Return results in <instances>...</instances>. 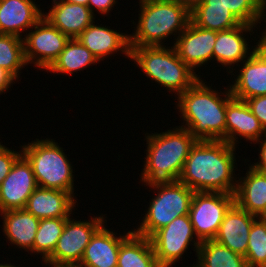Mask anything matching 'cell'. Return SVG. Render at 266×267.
I'll use <instances>...</instances> for the list:
<instances>
[{"label":"cell","mask_w":266,"mask_h":267,"mask_svg":"<svg viewBox=\"0 0 266 267\" xmlns=\"http://www.w3.org/2000/svg\"><path fill=\"white\" fill-rule=\"evenodd\" d=\"M245 175L237 180L235 203L251 215L266 217V173L249 166Z\"/></svg>","instance_id":"23"},{"label":"cell","mask_w":266,"mask_h":267,"mask_svg":"<svg viewBox=\"0 0 266 267\" xmlns=\"http://www.w3.org/2000/svg\"><path fill=\"white\" fill-rule=\"evenodd\" d=\"M132 232L117 236L105 227V223L94 233L78 264L80 267H117L121 242Z\"/></svg>","instance_id":"21"},{"label":"cell","mask_w":266,"mask_h":267,"mask_svg":"<svg viewBox=\"0 0 266 267\" xmlns=\"http://www.w3.org/2000/svg\"><path fill=\"white\" fill-rule=\"evenodd\" d=\"M264 139V140H263ZM260 140H263V141H260V152H259V159L258 161L259 162H256L254 164H250V166L259 171V172H262V173H266V135L264 136V138H261Z\"/></svg>","instance_id":"36"},{"label":"cell","mask_w":266,"mask_h":267,"mask_svg":"<svg viewBox=\"0 0 266 267\" xmlns=\"http://www.w3.org/2000/svg\"><path fill=\"white\" fill-rule=\"evenodd\" d=\"M116 0H89L88 7L94 14V9L96 8L101 14H109L112 7L116 4ZM94 8V9H93Z\"/></svg>","instance_id":"35"},{"label":"cell","mask_w":266,"mask_h":267,"mask_svg":"<svg viewBox=\"0 0 266 267\" xmlns=\"http://www.w3.org/2000/svg\"><path fill=\"white\" fill-rule=\"evenodd\" d=\"M265 135L266 131L246 101L232 96L226 106L225 141L236 147L239 136L257 144Z\"/></svg>","instance_id":"15"},{"label":"cell","mask_w":266,"mask_h":267,"mask_svg":"<svg viewBox=\"0 0 266 267\" xmlns=\"http://www.w3.org/2000/svg\"><path fill=\"white\" fill-rule=\"evenodd\" d=\"M37 187L33 169L21 155L0 185V212L24 209Z\"/></svg>","instance_id":"12"},{"label":"cell","mask_w":266,"mask_h":267,"mask_svg":"<svg viewBox=\"0 0 266 267\" xmlns=\"http://www.w3.org/2000/svg\"><path fill=\"white\" fill-rule=\"evenodd\" d=\"M248 267H266V218L257 217L249 232L247 253Z\"/></svg>","instance_id":"31"},{"label":"cell","mask_w":266,"mask_h":267,"mask_svg":"<svg viewBox=\"0 0 266 267\" xmlns=\"http://www.w3.org/2000/svg\"><path fill=\"white\" fill-rule=\"evenodd\" d=\"M117 267H161L149 238L132 231L120 244Z\"/></svg>","instance_id":"26"},{"label":"cell","mask_w":266,"mask_h":267,"mask_svg":"<svg viewBox=\"0 0 266 267\" xmlns=\"http://www.w3.org/2000/svg\"><path fill=\"white\" fill-rule=\"evenodd\" d=\"M265 10H266V2L263 3V14H262L263 19L266 17V14H264L266 12ZM264 21L266 22V18L264 19ZM263 30H265V32L262 33V37L260 36V40H258V42L260 46L266 49V27Z\"/></svg>","instance_id":"39"},{"label":"cell","mask_w":266,"mask_h":267,"mask_svg":"<svg viewBox=\"0 0 266 267\" xmlns=\"http://www.w3.org/2000/svg\"><path fill=\"white\" fill-rule=\"evenodd\" d=\"M224 2L241 23L258 25L263 21L264 2L262 0H224Z\"/></svg>","instance_id":"32"},{"label":"cell","mask_w":266,"mask_h":267,"mask_svg":"<svg viewBox=\"0 0 266 267\" xmlns=\"http://www.w3.org/2000/svg\"><path fill=\"white\" fill-rule=\"evenodd\" d=\"M242 63L233 85H229L232 96L246 100L266 95V49L258 45Z\"/></svg>","instance_id":"14"},{"label":"cell","mask_w":266,"mask_h":267,"mask_svg":"<svg viewBox=\"0 0 266 267\" xmlns=\"http://www.w3.org/2000/svg\"><path fill=\"white\" fill-rule=\"evenodd\" d=\"M91 23L77 38L98 61L104 60L113 52H122L130 58L129 35Z\"/></svg>","instance_id":"19"},{"label":"cell","mask_w":266,"mask_h":267,"mask_svg":"<svg viewBox=\"0 0 266 267\" xmlns=\"http://www.w3.org/2000/svg\"><path fill=\"white\" fill-rule=\"evenodd\" d=\"M236 148L226 141L198 140L190 150L179 181L194 192L234 194Z\"/></svg>","instance_id":"1"},{"label":"cell","mask_w":266,"mask_h":267,"mask_svg":"<svg viewBox=\"0 0 266 267\" xmlns=\"http://www.w3.org/2000/svg\"><path fill=\"white\" fill-rule=\"evenodd\" d=\"M196 255L198 260L190 267H248L243 255L214 239L202 241Z\"/></svg>","instance_id":"27"},{"label":"cell","mask_w":266,"mask_h":267,"mask_svg":"<svg viewBox=\"0 0 266 267\" xmlns=\"http://www.w3.org/2000/svg\"><path fill=\"white\" fill-rule=\"evenodd\" d=\"M17 79L4 68L0 67V94L4 93L8 88L11 87V84Z\"/></svg>","instance_id":"37"},{"label":"cell","mask_w":266,"mask_h":267,"mask_svg":"<svg viewBox=\"0 0 266 267\" xmlns=\"http://www.w3.org/2000/svg\"><path fill=\"white\" fill-rule=\"evenodd\" d=\"M27 65L24 55L23 38L0 34V67L11 73L16 79Z\"/></svg>","instance_id":"30"},{"label":"cell","mask_w":266,"mask_h":267,"mask_svg":"<svg viewBox=\"0 0 266 267\" xmlns=\"http://www.w3.org/2000/svg\"><path fill=\"white\" fill-rule=\"evenodd\" d=\"M99 63L97 58L78 40L70 39L63 51L53 64L47 69L52 73L73 74L91 64Z\"/></svg>","instance_id":"28"},{"label":"cell","mask_w":266,"mask_h":267,"mask_svg":"<svg viewBox=\"0 0 266 267\" xmlns=\"http://www.w3.org/2000/svg\"><path fill=\"white\" fill-rule=\"evenodd\" d=\"M38 8L32 0H0V34L23 37L43 17Z\"/></svg>","instance_id":"22"},{"label":"cell","mask_w":266,"mask_h":267,"mask_svg":"<svg viewBox=\"0 0 266 267\" xmlns=\"http://www.w3.org/2000/svg\"><path fill=\"white\" fill-rule=\"evenodd\" d=\"M52 8L43 17L70 39H76L91 23L94 14L88 6L53 0Z\"/></svg>","instance_id":"18"},{"label":"cell","mask_w":266,"mask_h":267,"mask_svg":"<svg viewBox=\"0 0 266 267\" xmlns=\"http://www.w3.org/2000/svg\"><path fill=\"white\" fill-rule=\"evenodd\" d=\"M139 4L138 24L129 35L130 47L163 46V40L178 37L191 21L190 11L172 1L139 0Z\"/></svg>","instance_id":"4"},{"label":"cell","mask_w":266,"mask_h":267,"mask_svg":"<svg viewBox=\"0 0 266 267\" xmlns=\"http://www.w3.org/2000/svg\"><path fill=\"white\" fill-rule=\"evenodd\" d=\"M24 36V55L27 65L33 63L39 70L43 68L46 71L70 40L44 17L32 27L31 32Z\"/></svg>","instance_id":"11"},{"label":"cell","mask_w":266,"mask_h":267,"mask_svg":"<svg viewBox=\"0 0 266 267\" xmlns=\"http://www.w3.org/2000/svg\"><path fill=\"white\" fill-rule=\"evenodd\" d=\"M252 113L259 119L261 126L266 131V95L252 97L245 100Z\"/></svg>","instance_id":"34"},{"label":"cell","mask_w":266,"mask_h":267,"mask_svg":"<svg viewBox=\"0 0 266 267\" xmlns=\"http://www.w3.org/2000/svg\"><path fill=\"white\" fill-rule=\"evenodd\" d=\"M145 137L148 146L140 181L146 184L179 181L190 150L198 140L180 126L162 133H147Z\"/></svg>","instance_id":"3"},{"label":"cell","mask_w":266,"mask_h":267,"mask_svg":"<svg viewBox=\"0 0 266 267\" xmlns=\"http://www.w3.org/2000/svg\"><path fill=\"white\" fill-rule=\"evenodd\" d=\"M68 218L40 219L33 242V253L40 254L45 261L54 251L57 241L62 235Z\"/></svg>","instance_id":"29"},{"label":"cell","mask_w":266,"mask_h":267,"mask_svg":"<svg viewBox=\"0 0 266 267\" xmlns=\"http://www.w3.org/2000/svg\"><path fill=\"white\" fill-rule=\"evenodd\" d=\"M64 1L69 2V3L81 4L85 6H88V2H89V0H64Z\"/></svg>","instance_id":"40"},{"label":"cell","mask_w":266,"mask_h":267,"mask_svg":"<svg viewBox=\"0 0 266 267\" xmlns=\"http://www.w3.org/2000/svg\"><path fill=\"white\" fill-rule=\"evenodd\" d=\"M22 155V151H12L0 142V185L10 173L15 161Z\"/></svg>","instance_id":"33"},{"label":"cell","mask_w":266,"mask_h":267,"mask_svg":"<svg viewBox=\"0 0 266 267\" xmlns=\"http://www.w3.org/2000/svg\"><path fill=\"white\" fill-rule=\"evenodd\" d=\"M256 26L258 25L242 23L234 28L218 31L213 50V59L215 58L217 63H220L223 67L233 70L234 64L242 63L250 56L249 49L254 50L259 45V42H257V45L249 48L247 44L249 42L246 41L243 34L244 32H253Z\"/></svg>","instance_id":"17"},{"label":"cell","mask_w":266,"mask_h":267,"mask_svg":"<svg viewBox=\"0 0 266 267\" xmlns=\"http://www.w3.org/2000/svg\"><path fill=\"white\" fill-rule=\"evenodd\" d=\"M103 216L91 217L89 221H77L69 217L54 251L44 263L48 267L78 265L91 237L106 222Z\"/></svg>","instance_id":"8"},{"label":"cell","mask_w":266,"mask_h":267,"mask_svg":"<svg viewBox=\"0 0 266 267\" xmlns=\"http://www.w3.org/2000/svg\"><path fill=\"white\" fill-rule=\"evenodd\" d=\"M168 1H172L179 5H182L186 7L189 11H191L198 4L200 0H168Z\"/></svg>","instance_id":"38"},{"label":"cell","mask_w":266,"mask_h":267,"mask_svg":"<svg viewBox=\"0 0 266 267\" xmlns=\"http://www.w3.org/2000/svg\"><path fill=\"white\" fill-rule=\"evenodd\" d=\"M3 217V233L13 245L33 253V242L40 219L24 209L0 212Z\"/></svg>","instance_id":"24"},{"label":"cell","mask_w":266,"mask_h":267,"mask_svg":"<svg viewBox=\"0 0 266 267\" xmlns=\"http://www.w3.org/2000/svg\"><path fill=\"white\" fill-rule=\"evenodd\" d=\"M190 16L194 25L217 32L242 24L225 6L224 0H200Z\"/></svg>","instance_id":"25"},{"label":"cell","mask_w":266,"mask_h":267,"mask_svg":"<svg viewBox=\"0 0 266 267\" xmlns=\"http://www.w3.org/2000/svg\"><path fill=\"white\" fill-rule=\"evenodd\" d=\"M222 93L207 86L199 78L184 93L178 95L177 109L186 128L197 140L225 141L226 106L232 97L230 88Z\"/></svg>","instance_id":"2"},{"label":"cell","mask_w":266,"mask_h":267,"mask_svg":"<svg viewBox=\"0 0 266 267\" xmlns=\"http://www.w3.org/2000/svg\"><path fill=\"white\" fill-rule=\"evenodd\" d=\"M0 267H17V266H14L13 264L11 263H7V264H0Z\"/></svg>","instance_id":"41"},{"label":"cell","mask_w":266,"mask_h":267,"mask_svg":"<svg viewBox=\"0 0 266 267\" xmlns=\"http://www.w3.org/2000/svg\"><path fill=\"white\" fill-rule=\"evenodd\" d=\"M57 267H80L78 265H63V266H57Z\"/></svg>","instance_id":"42"},{"label":"cell","mask_w":266,"mask_h":267,"mask_svg":"<svg viewBox=\"0 0 266 267\" xmlns=\"http://www.w3.org/2000/svg\"><path fill=\"white\" fill-rule=\"evenodd\" d=\"M146 186L157 190V195L151 199L140 226L133 231L150 238L176 217L189 214L194 191L180 181L154 182Z\"/></svg>","instance_id":"7"},{"label":"cell","mask_w":266,"mask_h":267,"mask_svg":"<svg viewBox=\"0 0 266 267\" xmlns=\"http://www.w3.org/2000/svg\"><path fill=\"white\" fill-rule=\"evenodd\" d=\"M196 238V239H193ZM157 262L161 267H171L182 258L190 243L196 253L201 244L197 238L189 214L176 217L167 226L156 231L150 238ZM196 240V241H195Z\"/></svg>","instance_id":"9"},{"label":"cell","mask_w":266,"mask_h":267,"mask_svg":"<svg viewBox=\"0 0 266 267\" xmlns=\"http://www.w3.org/2000/svg\"><path fill=\"white\" fill-rule=\"evenodd\" d=\"M256 218L234 203L223 218L214 240L231 251L245 256L249 232Z\"/></svg>","instance_id":"16"},{"label":"cell","mask_w":266,"mask_h":267,"mask_svg":"<svg viewBox=\"0 0 266 267\" xmlns=\"http://www.w3.org/2000/svg\"><path fill=\"white\" fill-rule=\"evenodd\" d=\"M217 31L203 29L191 21L186 29L175 38L173 47L178 57L193 71L213 59Z\"/></svg>","instance_id":"13"},{"label":"cell","mask_w":266,"mask_h":267,"mask_svg":"<svg viewBox=\"0 0 266 267\" xmlns=\"http://www.w3.org/2000/svg\"><path fill=\"white\" fill-rule=\"evenodd\" d=\"M130 60H134L147 78L166 87L177 96L184 93L199 78L179 57L174 47H130Z\"/></svg>","instance_id":"5"},{"label":"cell","mask_w":266,"mask_h":267,"mask_svg":"<svg viewBox=\"0 0 266 267\" xmlns=\"http://www.w3.org/2000/svg\"><path fill=\"white\" fill-rule=\"evenodd\" d=\"M76 202L70 192L37 187L28 198L25 209L38 219L69 218Z\"/></svg>","instance_id":"20"},{"label":"cell","mask_w":266,"mask_h":267,"mask_svg":"<svg viewBox=\"0 0 266 267\" xmlns=\"http://www.w3.org/2000/svg\"><path fill=\"white\" fill-rule=\"evenodd\" d=\"M21 147L22 155L33 169L38 187L63 190L74 195L72 164L55 140L36 139Z\"/></svg>","instance_id":"6"},{"label":"cell","mask_w":266,"mask_h":267,"mask_svg":"<svg viewBox=\"0 0 266 267\" xmlns=\"http://www.w3.org/2000/svg\"><path fill=\"white\" fill-rule=\"evenodd\" d=\"M234 203V194L194 192L189 217L201 242L216 237L223 218Z\"/></svg>","instance_id":"10"}]
</instances>
